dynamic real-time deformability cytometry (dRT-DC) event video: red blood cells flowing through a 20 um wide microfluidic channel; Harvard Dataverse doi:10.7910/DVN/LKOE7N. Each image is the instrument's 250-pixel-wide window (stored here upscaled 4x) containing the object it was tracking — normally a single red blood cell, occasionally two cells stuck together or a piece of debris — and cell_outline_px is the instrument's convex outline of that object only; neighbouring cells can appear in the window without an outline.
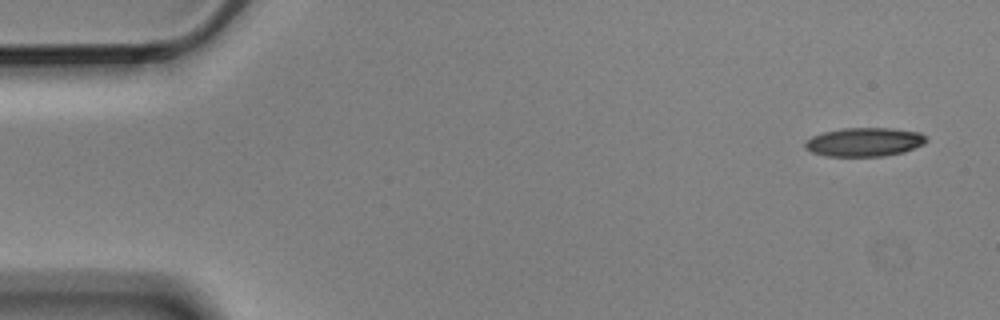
{"species": "Egyptian fruit bat (a non-hibernating species)", "species_latin": "Rousettus aegyptiacus", "temperature_condition": "cold", "stored_images_in_passage": 7, "camera_frame_rate_fps": 3000, "um_per_image_px": 0.085, "animal": {"sex": "male"}, "frame": {"image": 1, "passage_image": 1, "time_ms": 0.0, "image_size_px": [1000, 320], "cell_outline_px": [[928, 140], [924, 144], [904, 152], [884, 156], [824, 156], [812, 152], [804, 148], [804, 144], [812, 136], [824, 132], [844, 128], [892, 128], [920, 132], [928, 136]], "centroid_in_image_um": [73.51, 12.07], "position_along_channel_um": 11.5, "area_um2": 20.46}}
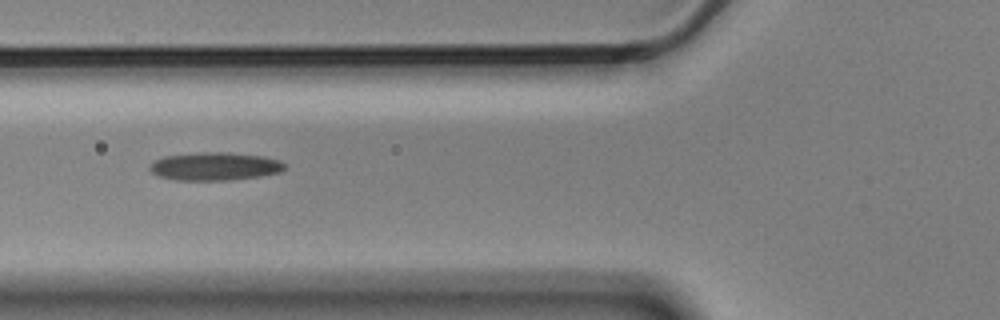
{"frame": {"image": 2, "passage_image": 6, "time_ms": 1.667, "image_size_px": [1000, 320], "cell_outline_px": [[284, 168], [280, 172], [260, 176], [228, 180], [176, 180], [160, 176], [152, 172], [148, 168], [148, 164], [164, 156], [200, 152], [228, 152], [264, 156], [280, 160], [284, 164]], "centroid_in_image_um": [18.24, 14.13], "position_along_channel_um": 107.6, "area_um2": 22.08}}
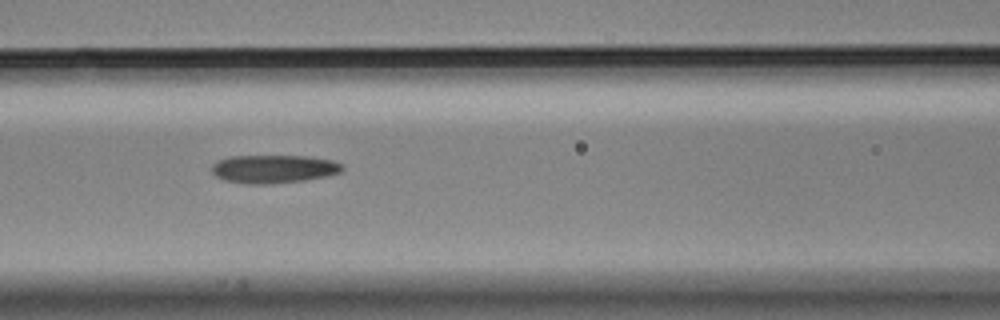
{"frame": {"image": 3, "passage_image": 7, "time_ms": 2.0, "image_size_px": [1000, 320], "cell_outline_px": [[344, 168], [340, 172], [328, 176], [304, 180], [272, 184], [244, 184], [224, 180], [216, 176], [212, 172], [212, 164], [220, 160], [232, 156], [304, 156], [332, 160], [344, 164]], "centroid_in_image_um": [23.28, 14.37], "position_along_channel_um": 143.3, "area_um2": 21.56}}